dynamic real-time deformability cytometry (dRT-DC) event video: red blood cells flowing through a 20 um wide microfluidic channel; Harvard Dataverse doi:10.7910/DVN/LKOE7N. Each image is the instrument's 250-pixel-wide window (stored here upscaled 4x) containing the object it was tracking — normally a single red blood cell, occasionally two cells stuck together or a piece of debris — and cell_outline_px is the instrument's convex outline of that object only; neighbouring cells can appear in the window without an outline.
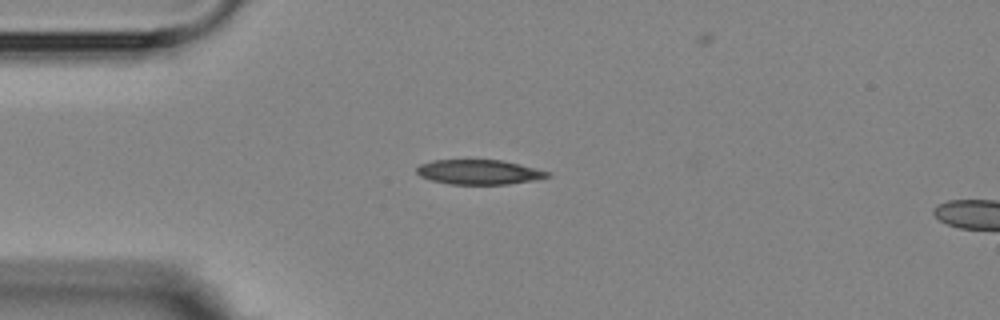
{"species": "Egyptian fruit bat (a non-hibernating species)", "species_latin": "Rousettus aegyptiacus", "temperature_condition": "room temperature", "stored_images_in_passage": 3, "camera_frame_rate_fps": 3000, "um_per_image_px": 0.085, "animal": {"sex": "female"}, "frame": {"image": 1, "passage_image": 1, "time_ms": 0.0, "image_size_px": [1000, 320], "cell_outline_px": [[552, 176], [536, 180], [508, 184], [452, 184], [432, 180], [420, 176], [416, 172], [416, 168], [420, 164], [432, 160], [500, 160], [520, 164], [552, 172]], "centroid_in_image_um": [40.76, 14.62], "position_along_channel_um": 44.2, "area_um2": 18.9}}
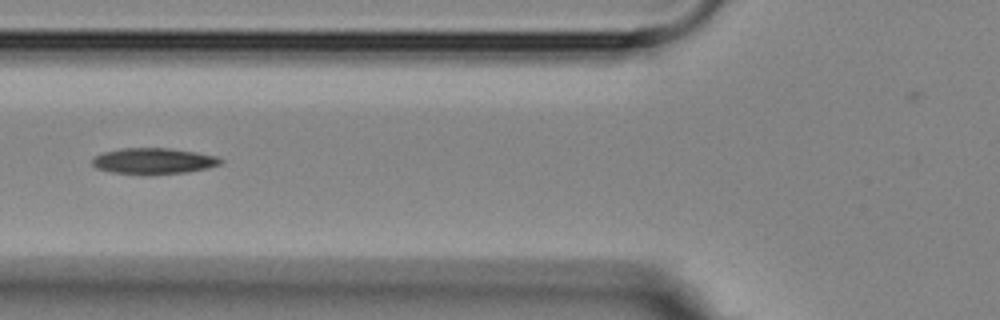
{"frame": {"image": 2, "passage_image": 3, "time_ms": 2.333, "image_size_px": [1000, 320], "cell_outline_px": [[224, 160], [220, 164], [208, 168], [188, 172], [112, 172], [96, 168], [92, 164], [92, 160], [96, 156], [104, 152], [124, 148], [168, 148], [196, 152], [216, 156]], "centroid_in_image_um": [13.09, 13.65], "position_along_channel_um": 112.7, "area_um2": 18.61}}